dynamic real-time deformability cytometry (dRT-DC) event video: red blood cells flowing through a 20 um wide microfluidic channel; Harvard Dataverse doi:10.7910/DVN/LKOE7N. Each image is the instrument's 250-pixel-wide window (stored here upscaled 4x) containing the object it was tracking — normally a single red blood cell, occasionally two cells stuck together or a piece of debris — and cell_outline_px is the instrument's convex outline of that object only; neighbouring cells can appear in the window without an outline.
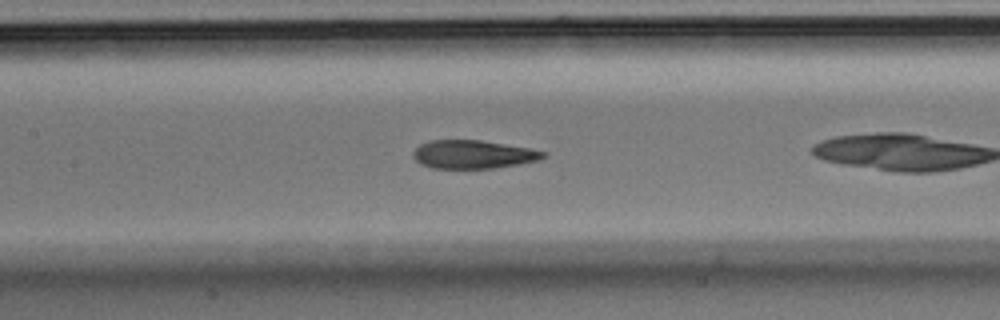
{"species": "Egyptian fruit bat (a non-hibernating species)", "species_latin": "Rousettus aegyptiacus", "temperature_condition": "room temperature", "stored_images_in_passage": 27, "camera_frame_rate_fps": 3000, "um_per_image_px": 0.085, "animal": {"sex": "male"}, "frame": {"image": 1, "passage_image": 10, "time_ms": 3.0, "image_size_px": [1000, 320], "cell_outline_px": [[548, 156], [540, 160], [520, 164], [492, 168], [432, 168], [420, 164], [412, 156], [412, 152], [420, 144], [432, 140], [480, 140], [528, 148], [548, 152]], "centroid_in_image_um": [40.23, 13.13], "position_along_channel_um": 167.2, "area_um2": 21.56}}
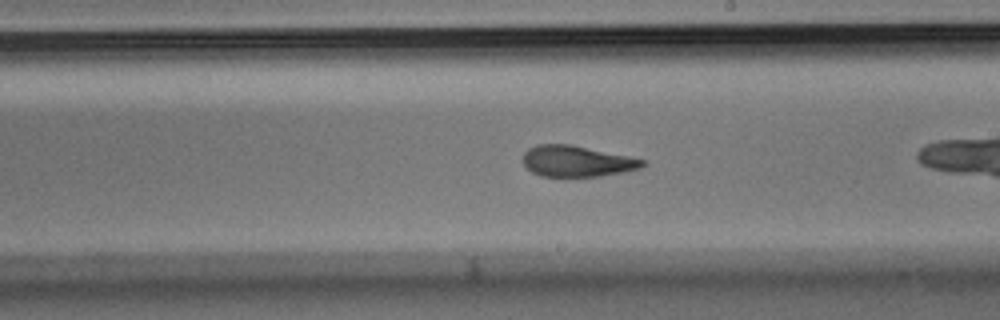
{"frame": {"image": 2, "passage_image": 16, "time_ms": 5.0, "image_size_px": [1000, 320], "cell_outline_px": [[648, 164], [640, 168], [624, 172], [600, 176], [540, 176], [532, 172], [524, 164], [524, 152], [528, 148], [536, 144], [572, 144], [648, 160]], "centroid_in_image_um": [49.08, 13.69], "position_along_channel_um": 239.9, "area_um2": 21.79}}
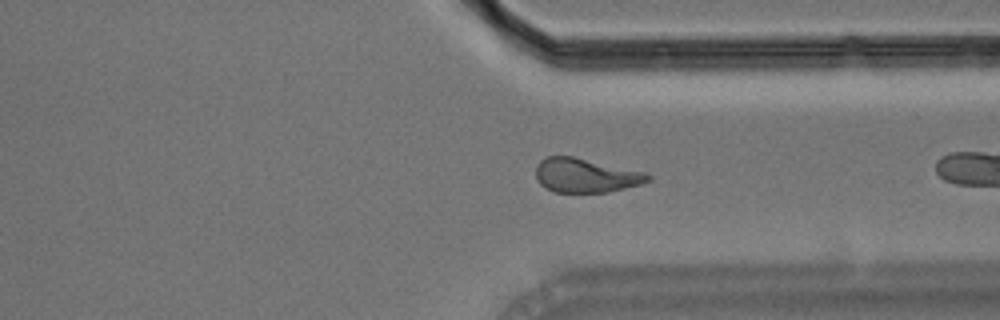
{"frame": {"image": 3, "passage_image": 26, "time_ms": 8.333, "image_size_px": [1000, 320], "cell_outline_px": [[652, 180], [640, 184], [608, 192], [552, 192], [544, 188], [536, 180], [536, 164], [540, 160], [548, 156], [572, 156], [648, 172], [652, 176]], "centroid_in_image_um": [49.79, 14.91], "position_along_channel_um": 361.6, "area_um2": 22.6}}